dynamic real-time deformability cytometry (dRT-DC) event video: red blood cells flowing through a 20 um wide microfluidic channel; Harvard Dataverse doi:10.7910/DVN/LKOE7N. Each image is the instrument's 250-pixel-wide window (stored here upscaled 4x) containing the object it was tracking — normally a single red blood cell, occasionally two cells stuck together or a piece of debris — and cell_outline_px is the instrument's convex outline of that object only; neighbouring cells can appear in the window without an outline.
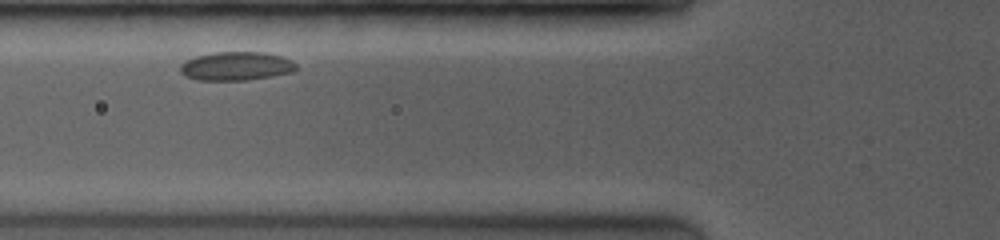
{"species": "common noctule bat (a hibernating species)", "species_latin": "Nyctalus noctula", "temperature_condition": "room temperature", "stored_images_in_passage": 18, "camera_frame_rate_fps": 3500, "um_per_image_px": 0.085, "animal": {"sex": "female", "body_mass_g": 19.0, "forearm_length_mm": 53.3}, "frame": {"image": 1, "passage_image": 3, "time_ms": 1.143, "image_size_px": [1000, 240], "cell_outline_px": [[296, 72], [248, 80], [196, 80], [184, 76], [180, 72], [180, 64], [196, 56], [216, 52], [264, 52], [280, 56], [292, 60], [296, 64]], "centroid_in_image_um": [20.09, 5.63], "position_along_channel_um": 105.7, "area_um2": 19.48}}
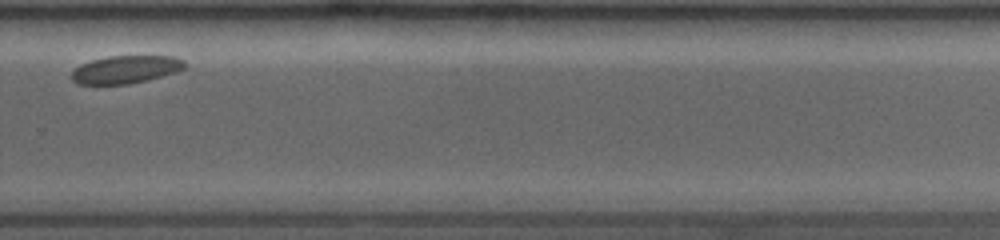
{"frame": {"image": 2, "passage_image": 14, "time_ms": 7.143, "image_size_px": [1000, 240], "cell_outline_px": [[188, 64], [184, 68], [176, 72], [148, 80], [128, 84], [76, 84], [72, 80], [72, 72], [80, 64], [92, 60], [108, 56], [172, 56], [184, 60]], "centroid_in_image_um": [10.7, 5.9], "position_along_channel_um": 319.1, "area_um2": 18.38}}
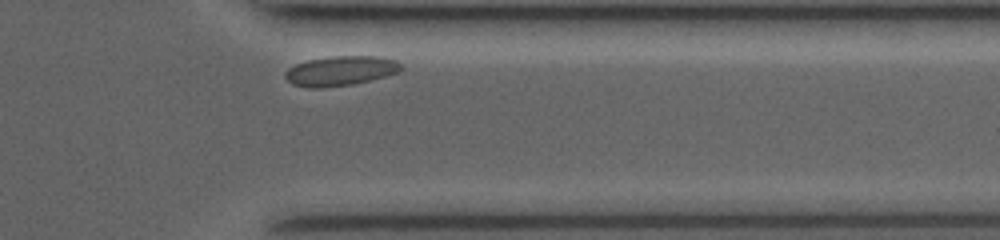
{"frame": {"image": 3, "passage_image": 17, "time_ms": 8.857, "image_size_px": [1000, 240], "cell_outline_px": [[404, 68], [400, 72], [352, 84], [324, 88], [312, 88], [292, 84], [284, 76], [284, 72], [288, 68], [296, 64], [308, 60], [332, 56], [380, 56], [396, 60]], "centroid_in_image_um": [28.95, 6.02], "position_along_channel_um": 382.5, "area_um2": 20.06}}